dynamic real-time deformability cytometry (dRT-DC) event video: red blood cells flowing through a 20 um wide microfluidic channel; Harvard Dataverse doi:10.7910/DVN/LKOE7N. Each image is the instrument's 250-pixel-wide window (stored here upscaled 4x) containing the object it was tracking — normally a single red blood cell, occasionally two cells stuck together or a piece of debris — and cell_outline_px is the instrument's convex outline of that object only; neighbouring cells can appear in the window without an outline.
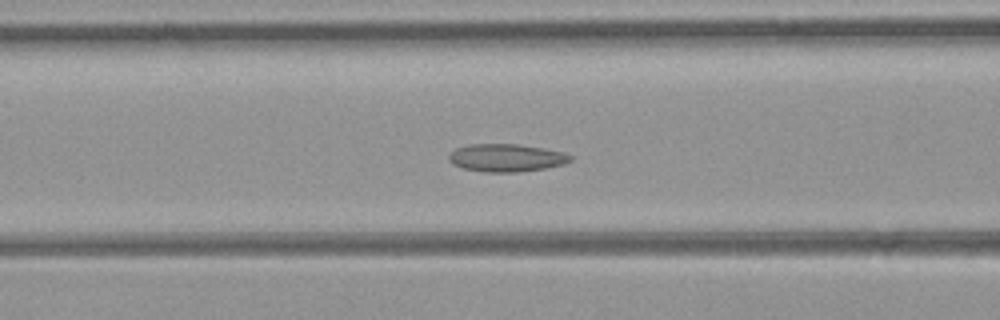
{"species": "common noctule bat (a hibernating species)", "species_latin": "Nyctalus noctula", "temperature_condition": "room temperature", "stored_images_in_passage": 46, "camera_frame_rate_fps": 3000, "um_per_image_px": 0.085, "animal": {"sex": "female", "body_mass_g": 21.9}, "frame": {"image": 1, "passage_image": 18, "time_ms": 5.667, "image_size_px": [1000, 320], "cell_outline_px": [[572, 160], [564, 164], [544, 168], [520, 172], [484, 172], [464, 168], [452, 164], [448, 160], [448, 156], [456, 148], [468, 144], [516, 144], [544, 148], [564, 152], [572, 156]], "centroid_in_image_um": [43.04, 13.41], "position_along_channel_um": 123.6, "area_um2": 19.71}}
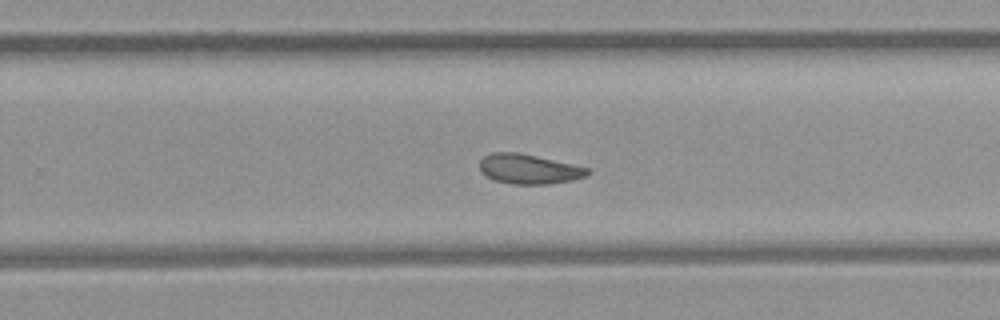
{"frame": {"image": 2, "passage_image": 29, "time_ms": 9.333, "image_size_px": [1000, 320], "cell_outline_px": [[592, 172], [588, 176], [572, 180], [548, 184], [512, 184], [496, 180], [480, 172], [480, 160], [484, 156], [492, 152], [516, 152], [536, 156], [588, 168]], "centroid_in_image_um": [44.96, 14.37], "position_along_channel_um": 284.8, "area_um2": 18.55}}
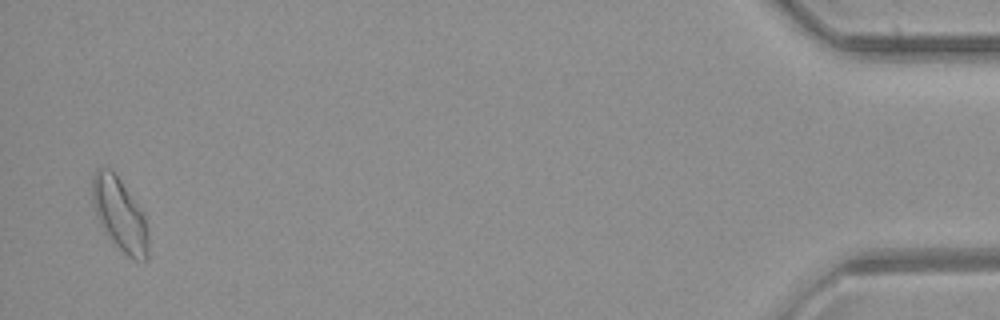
{"frame": {"image": 3, "passage_image": 45, "time_ms": 14.667, "image_size_px": [1000, 320], "cell_outline_px": [[148, 260], [136, 260], [128, 256], [112, 240], [100, 224], [96, 212], [92, 196], [92, 176], [96, 168], [108, 168], [120, 180], [144, 212], [148, 228]], "centroid_in_image_um": [10.21, 18.22], "position_along_channel_um": 425.0, "area_um2": 23.47}, "authors_computed_cell_mechanics": {"area_um2": 19.8543, "velocity_mm_per_s": 4.4075, "shape_relaxation_time_tau1_ms": 8.7545, "shape_relaxation_time_tau2_ms": 1.7746, "deformation_change_tau1": 0.1376, "deformation_change_tau2": 0.0716}}